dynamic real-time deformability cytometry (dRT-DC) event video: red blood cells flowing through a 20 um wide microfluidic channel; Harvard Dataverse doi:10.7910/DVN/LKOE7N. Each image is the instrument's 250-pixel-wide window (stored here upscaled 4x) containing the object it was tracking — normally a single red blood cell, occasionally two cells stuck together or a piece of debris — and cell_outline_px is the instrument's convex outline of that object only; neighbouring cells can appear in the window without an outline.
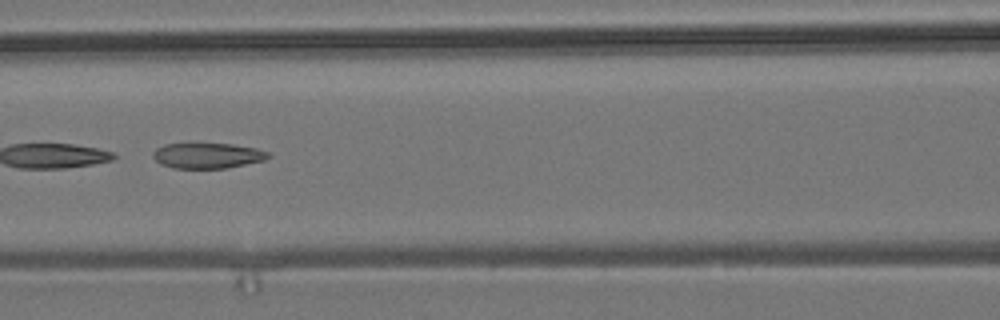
{"species": "common noctule bat (a hibernating species)", "species_latin": "Nyctalus noctula", "temperature_condition": "room temperature", "stored_images_in_passage": 32, "camera_frame_rate_fps": 3000, "um_per_image_px": 0.085, "animal": {"sex": "male", "body_mass_g": 19.2, "forearm_length_mm": 51.8}, "frame": {"image": 1, "passage_image": 23, "time_ms": 7.333, "image_size_px": [1000, 320], "cell_outline_px": [[272, 156], [264, 160], [224, 168], [172, 168], [160, 164], [152, 156], [152, 152], [156, 148], [164, 144], [192, 140], [232, 144], [256, 148], [268, 152]], "centroid_in_image_um": [17.56, 13.16], "position_along_channel_um": 149.0, "area_um2": 17.98}}